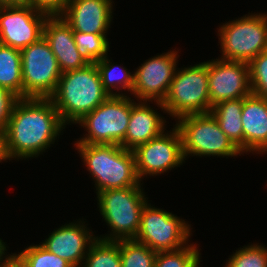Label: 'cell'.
<instances>
[{"label":"cell","mask_w":267,"mask_h":267,"mask_svg":"<svg viewBox=\"0 0 267 267\" xmlns=\"http://www.w3.org/2000/svg\"><path fill=\"white\" fill-rule=\"evenodd\" d=\"M27 0H0V6L2 5H19L25 4Z\"/></svg>","instance_id":"35"},{"label":"cell","mask_w":267,"mask_h":267,"mask_svg":"<svg viewBox=\"0 0 267 267\" xmlns=\"http://www.w3.org/2000/svg\"><path fill=\"white\" fill-rule=\"evenodd\" d=\"M5 251H6V244L0 238V267H4L8 263L10 258H12V256L14 255L13 253H11L12 255L9 254V255H7V257H5V254H6ZM3 255H4V257H3ZM3 258H5V259H3Z\"/></svg>","instance_id":"33"},{"label":"cell","mask_w":267,"mask_h":267,"mask_svg":"<svg viewBox=\"0 0 267 267\" xmlns=\"http://www.w3.org/2000/svg\"><path fill=\"white\" fill-rule=\"evenodd\" d=\"M178 51H169L146 60L134 72L132 95L137 101L163 102L177 65Z\"/></svg>","instance_id":"13"},{"label":"cell","mask_w":267,"mask_h":267,"mask_svg":"<svg viewBox=\"0 0 267 267\" xmlns=\"http://www.w3.org/2000/svg\"><path fill=\"white\" fill-rule=\"evenodd\" d=\"M19 98L0 87V131H5L12 109Z\"/></svg>","instance_id":"30"},{"label":"cell","mask_w":267,"mask_h":267,"mask_svg":"<svg viewBox=\"0 0 267 267\" xmlns=\"http://www.w3.org/2000/svg\"><path fill=\"white\" fill-rule=\"evenodd\" d=\"M14 254L26 267H73L68 261L49 252L41 244L30 245L19 254Z\"/></svg>","instance_id":"27"},{"label":"cell","mask_w":267,"mask_h":267,"mask_svg":"<svg viewBox=\"0 0 267 267\" xmlns=\"http://www.w3.org/2000/svg\"><path fill=\"white\" fill-rule=\"evenodd\" d=\"M156 253L135 239L120 240L122 267H155Z\"/></svg>","instance_id":"24"},{"label":"cell","mask_w":267,"mask_h":267,"mask_svg":"<svg viewBox=\"0 0 267 267\" xmlns=\"http://www.w3.org/2000/svg\"><path fill=\"white\" fill-rule=\"evenodd\" d=\"M91 232L83 220L72 222L54 230L41 245L73 267H81L90 245L99 237Z\"/></svg>","instance_id":"15"},{"label":"cell","mask_w":267,"mask_h":267,"mask_svg":"<svg viewBox=\"0 0 267 267\" xmlns=\"http://www.w3.org/2000/svg\"><path fill=\"white\" fill-rule=\"evenodd\" d=\"M243 98L222 101L213 106L210 113L214 116L221 130L243 153Z\"/></svg>","instance_id":"20"},{"label":"cell","mask_w":267,"mask_h":267,"mask_svg":"<svg viewBox=\"0 0 267 267\" xmlns=\"http://www.w3.org/2000/svg\"><path fill=\"white\" fill-rule=\"evenodd\" d=\"M95 64L98 68L103 88L110 96H125V93H120L121 89H124V91L127 89L132 94L134 74L127 71L126 67H121L114 63L112 64L107 55L97 60Z\"/></svg>","instance_id":"22"},{"label":"cell","mask_w":267,"mask_h":267,"mask_svg":"<svg viewBox=\"0 0 267 267\" xmlns=\"http://www.w3.org/2000/svg\"><path fill=\"white\" fill-rule=\"evenodd\" d=\"M11 160L7 152L5 131H0V163L2 161Z\"/></svg>","instance_id":"32"},{"label":"cell","mask_w":267,"mask_h":267,"mask_svg":"<svg viewBox=\"0 0 267 267\" xmlns=\"http://www.w3.org/2000/svg\"><path fill=\"white\" fill-rule=\"evenodd\" d=\"M174 125L180 132L184 159L191 156H241L242 152L221 130L214 116L209 113L187 115Z\"/></svg>","instance_id":"6"},{"label":"cell","mask_w":267,"mask_h":267,"mask_svg":"<svg viewBox=\"0 0 267 267\" xmlns=\"http://www.w3.org/2000/svg\"><path fill=\"white\" fill-rule=\"evenodd\" d=\"M82 267H122L120 240L96 239L89 247Z\"/></svg>","instance_id":"23"},{"label":"cell","mask_w":267,"mask_h":267,"mask_svg":"<svg viewBox=\"0 0 267 267\" xmlns=\"http://www.w3.org/2000/svg\"><path fill=\"white\" fill-rule=\"evenodd\" d=\"M222 56L227 61L249 63L267 50V21L263 14H248L218 28Z\"/></svg>","instance_id":"7"},{"label":"cell","mask_w":267,"mask_h":267,"mask_svg":"<svg viewBox=\"0 0 267 267\" xmlns=\"http://www.w3.org/2000/svg\"><path fill=\"white\" fill-rule=\"evenodd\" d=\"M199 248L188 244L175 251H159L156 253L155 267H199Z\"/></svg>","instance_id":"26"},{"label":"cell","mask_w":267,"mask_h":267,"mask_svg":"<svg viewBox=\"0 0 267 267\" xmlns=\"http://www.w3.org/2000/svg\"><path fill=\"white\" fill-rule=\"evenodd\" d=\"M47 18L28 3L0 6V44L21 50L37 42Z\"/></svg>","instance_id":"11"},{"label":"cell","mask_w":267,"mask_h":267,"mask_svg":"<svg viewBox=\"0 0 267 267\" xmlns=\"http://www.w3.org/2000/svg\"><path fill=\"white\" fill-rule=\"evenodd\" d=\"M248 65L252 94L267 99V50L254 57Z\"/></svg>","instance_id":"29"},{"label":"cell","mask_w":267,"mask_h":267,"mask_svg":"<svg viewBox=\"0 0 267 267\" xmlns=\"http://www.w3.org/2000/svg\"><path fill=\"white\" fill-rule=\"evenodd\" d=\"M0 87L23 98L21 52L3 44H0Z\"/></svg>","instance_id":"21"},{"label":"cell","mask_w":267,"mask_h":267,"mask_svg":"<svg viewBox=\"0 0 267 267\" xmlns=\"http://www.w3.org/2000/svg\"><path fill=\"white\" fill-rule=\"evenodd\" d=\"M173 118L210 112L208 61L175 71L163 102H156Z\"/></svg>","instance_id":"5"},{"label":"cell","mask_w":267,"mask_h":267,"mask_svg":"<svg viewBox=\"0 0 267 267\" xmlns=\"http://www.w3.org/2000/svg\"><path fill=\"white\" fill-rule=\"evenodd\" d=\"M263 15H264V17H265V19H266V21H267V14H266V13H264Z\"/></svg>","instance_id":"36"},{"label":"cell","mask_w":267,"mask_h":267,"mask_svg":"<svg viewBox=\"0 0 267 267\" xmlns=\"http://www.w3.org/2000/svg\"><path fill=\"white\" fill-rule=\"evenodd\" d=\"M4 267H26L23 262L14 254Z\"/></svg>","instance_id":"34"},{"label":"cell","mask_w":267,"mask_h":267,"mask_svg":"<svg viewBox=\"0 0 267 267\" xmlns=\"http://www.w3.org/2000/svg\"><path fill=\"white\" fill-rule=\"evenodd\" d=\"M210 110L217 103L250 95L249 65L243 61H208Z\"/></svg>","instance_id":"14"},{"label":"cell","mask_w":267,"mask_h":267,"mask_svg":"<svg viewBox=\"0 0 267 267\" xmlns=\"http://www.w3.org/2000/svg\"><path fill=\"white\" fill-rule=\"evenodd\" d=\"M109 96L96 64L89 63L84 68L63 72L50 99L66 126L76 124Z\"/></svg>","instance_id":"2"},{"label":"cell","mask_w":267,"mask_h":267,"mask_svg":"<svg viewBox=\"0 0 267 267\" xmlns=\"http://www.w3.org/2000/svg\"><path fill=\"white\" fill-rule=\"evenodd\" d=\"M225 267H267V247L251 244L236 250Z\"/></svg>","instance_id":"28"},{"label":"cell","mask_w":267,"mask_h":267,"mask_svg":"<svg viewBox=\"0 0 267 267\" xmlns=\"http://www.w3.org/2000/svg\"><path fill=\"white\" fill-rule=\"evenodd\" d=\"M23 98H50L62 72L48 42L41 37L20 50Z\"/></svg>","instance_id":"9"},{"label":"cell","mask_w":267,"mask_h":267,"mask_svg":"<svg viewBox=\"0 0 267 267\" xmlns=\"http://www.w3.org/2000/svg\"><path fill=\"white\" fill-rule=\"evenodd\" d=\"M75 145L95 182L96 193L142 185L137 174L133 151L124 149L118 144L75 143Z\"/></svg>","instance_id":"3"},{"label":"cell","mask_w":267,"mask_h":267,"mask_svg":"<svg viewBox=\"0 0 267 267\" xmlns=\"http://www.w3.org/2000/svg\"><path fill=\"white\" fill-rule=\"evenodd\" d=\"M43 37L54 53L62 73L89 64L77 50L73 30L61 16H48L43 26Z\"/></svg>","instance_id":"17"},{"label":"cell","mask_w":267,"mask_h":267,"mask_svg":"<svg viewBox=\"0 0 267 267\" xmlns=\"http://www.w3.org/2000/svg\"><path fill=\"white\" fill-rule=\"evenodd\" d=\"M69 0H27V3L48 16H60Z\"/></svg>","instance_id":"31"},{"label":"cell","mask_w":267,"mask_h":267,"mask_svg":"<svg viewBox=\"0 0 267 267\" xmlns=\"http://www.w3.org/2000/svg\"><path fill=\"white\" fill-rule=\"evenodd\" d=\"M243 153L267 152V99L250 94L243 98Z\"/></svg>","instance_id":"18"},{"label":"cell","mask_w":267,"mask_h":267,"mask_svg":"<svg viewBox=\"0 0 267 267\" xmlns=\"http://www.w3.org/2000/svg\"><path fill=\"white\" fill-rule=\"evenodd\" d=\"M131 114V97L109 96L76 124L85 127V137L76 143L118 144L125 139Z\"/></svg>","instance_id":"8"},{"label":"cell","mask_w":267,"mask_h":267,"mask_svg":"<svg viewBox=\"0 0 267 267\" xmlns=\"http://www.w3.org/2000/svg\"><path fill=\"white\" fill-rule=\"evenodd\" d=\"M65 127L50 98H19L5 129L9 158L38 157Z\"/></svg>","instance_id":"1"},{"label":"cell","mask_w":267,"mask_h":267,"mask_svg":"<svg viewBox=\"0 0 267 267\" xmlns=\"http://www.w3.org/2000/svg\"><path fill=\"white\" fill-rule=\"evenodd\" d=\"M159 114L147 104V101L137 103L131 99L130 120L125 139L120 146L133 151L138 146L161 135L165 131L166 120Z\"/></svg>","instance_id":"19"},{"label":"cell","mask_w":267,"mask_h":267,"mask_svg":"<svg viewBox=\"0 0 267 267\" xmlns=\"http://www.w3.org/2000/svg\"><path fill=\"white\" fill-rule=\"evenodd\" d=\"M73 37L77 50L89 63H95L108 54L109 41L106 34L73 31Z\"/></svg>","instance_id":"25"},{"label":"cell","mask_w":267,"mask_h":267,"mask_svg":"<svg viewBox=\"0 0 267 267\" xmlns=\"http://www.w3.org/2000/svg\"><path fill=\"white\" fill-rule=\"evenodd\" d=\"M191 226L165 210L144 205L135 240L159 251H175L188 245ZM187 241V242H186Z\"/></svg>","instance_id":"10"},{"label":"cell","mask_w":267,"mask_h":267,"mask_svg":"<svg viewBox=\"0 0 267 267\" xmlns=\"http://www.w3.org/2000/svg\"><path fill=\"white\" fill-rule=\"evenodd\" d=\"M144 194L141 185L98 192L96 195L100 214L111 228L108 236H100L98 239H135L142 209L148 201Z\"/></svg>","instance_id":"4"},{"label":"cell","mask_w":267,"mask_h":267,"mask_svg":"<svg viewBox=\"0 0 267 267\" xmlns=\"http://www.w3.org/2000/svg\"><path fill=\"white\" fill-rule=\"evenodd\" d=\"M112 0H69L60 15L73 31L106 34L112 21Z\"/></svg>","instance_id":"16"},{"label":"cell","mask_w":267,"mask_h":267,"mask_svg":"<svg viewBox=\"0 0 267 267\" xmlns=\"http://www.w3.org/2000/svg\"><path fill=\"white\" fill-rule=\"evenodd\" d=\"M172 131V132H171ZM133 150L139 179L161 175L185 162L179 130L174 127Z\"/></svg>","instance_id":"12"}]
</instances>
